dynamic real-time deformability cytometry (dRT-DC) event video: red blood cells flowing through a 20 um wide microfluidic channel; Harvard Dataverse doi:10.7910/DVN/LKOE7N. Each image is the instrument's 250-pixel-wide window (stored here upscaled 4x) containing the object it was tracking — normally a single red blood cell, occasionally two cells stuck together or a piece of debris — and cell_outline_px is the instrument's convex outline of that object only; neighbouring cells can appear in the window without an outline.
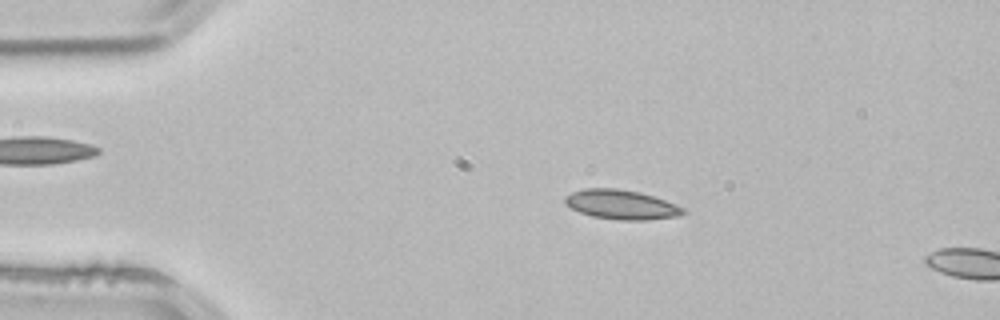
{"species": "common noctule bat (a hibernating species)", "species_latin": "Nyctalus noctula", "temperature_condition": "room temperature", "stored_images_in_passage": 3, "camera_frame_rate_fps": 3000, "um_per_image_px": 0.085, "animal": {"sex": "male", "body_mass_g": 21.5, "forearm_length_mm": 52.0}, "frame": {"image": 1, "passage_image": 2, "time_ms": 0.333, "image_size_px": [1000, 320], "cell_outline_px": [[688, 212], [680, 216], [644, 220], [620, 220], [592, 216], [580, 212], [564, 204], [564, 196], [572, 192], [584, 188], [616, 188], [640, 192], [676, 204], [684, 208]], "centroid_in_image_um": [52.81, 17.39], "position_along_channel_um": 32.2, "area_um2": 20.35}}